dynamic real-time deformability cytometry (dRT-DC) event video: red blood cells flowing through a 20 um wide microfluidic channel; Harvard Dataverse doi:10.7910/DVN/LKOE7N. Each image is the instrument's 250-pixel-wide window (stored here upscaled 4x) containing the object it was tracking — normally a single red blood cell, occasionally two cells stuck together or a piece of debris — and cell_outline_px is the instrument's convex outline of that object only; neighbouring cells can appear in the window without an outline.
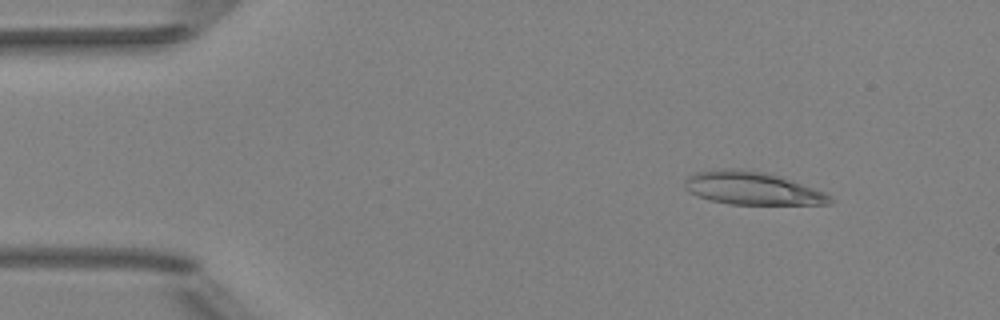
{"species": "Egyptian fruit bat (a non-hibernating species)", "species_latin": "Rousettus aegyptiacus", "temperature_condition": "room temperature", "stored_images_in_passage": 50, "camera_frame_rate_fps": 3000, "um_per_image_px": 0.085, "animal": {"sex": "female"}, "frame": {"image": 1, "passage_image": 6, "time_ms": 1.667, "image_size_px": [1000, 320], "cell_outline_px": [[836, 200], [832, 204], [732, 204], [712, 200], [696, 196], [688, 192], [684, 188], [684, 180], [696, 172], [720, 168], [732, 168], [764, 172], [824, 192], [832, 196]], "centroid_in_image_um": [63.9, 16.01], "position_along_channel_um": 21.1, "area_um2": 27.57}}
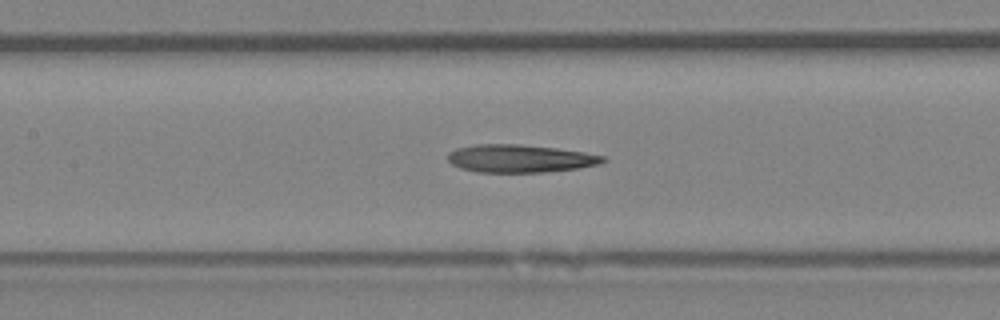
{"frame": {"image": 2, "passage_image": 23, "time_ms": 7.333, "image_size_px": [1000, 320], "cell_outline_px": [[608, 160], [600, 164], [580, 168], [544, 172], [480, 172], [460, 168], [452, 164], [448, 160], [448, 152], [456, 148], [476, 144], [520, 144], [556, 148], [584, 152], [604, 156]], "centroid_in_image_um": [44.21, 13.47], "position_along_channel_um": 163.2, "area_um2": 25.26}}
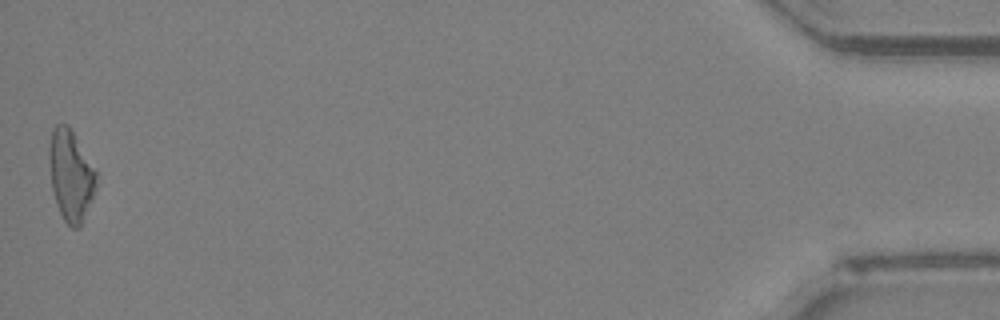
{"frame": {"image": 3, "passage_image": 50, "time_ms": 16.333, "image_size_px": [1000, 320], "cell_outline_px": [[96, 188], [92, 200], [80, 228], [72, 228], [64, 220], [56, 204], [52, 188], [48, 160], [48, 148], [52, 128], [56, 124], [68, 124], [96, 172]], "centroid_in_image_um": [5.99, 14.92], "position_along_channel_um": 429.2, "area_um2": 24.91}}